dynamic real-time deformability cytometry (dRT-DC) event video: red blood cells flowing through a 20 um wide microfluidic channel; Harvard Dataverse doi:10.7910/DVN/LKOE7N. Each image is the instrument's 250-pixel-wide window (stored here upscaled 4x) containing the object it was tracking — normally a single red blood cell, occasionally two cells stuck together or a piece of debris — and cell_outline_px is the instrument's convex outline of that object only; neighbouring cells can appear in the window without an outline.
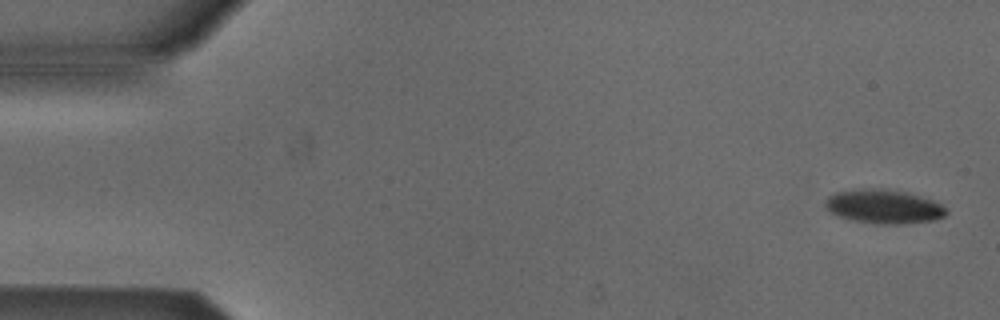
{"species": "Egyptian fruit bat (a non-hibernating species)", "species_latin": "Rousettus aegyptiacus", "temperature_condition": "cold", "stored_images_in_passage": 5, "camera_frame_rate_fps": 3000, "um_per_image_px": 0.085, "animal": {"sex": "male"}, "frame": {"image": 1, "passage_image": 1, "time_ms": 0.0, "image_size_px": [1000, 320], "cell_outline_px": [[948, 212], [944, 216], [932, 220], [904, 224], [876, 224], [852, 220], [828, 212], [824, 204], [828, 196], [836, 192], [864, 188], [880, 188], [908, 192], [932, 200], [940, 204]], "centroid_in_image_um": [75.09, 17.55], "position_along_channel_um": 9.9, "area_um2": 23.99}}
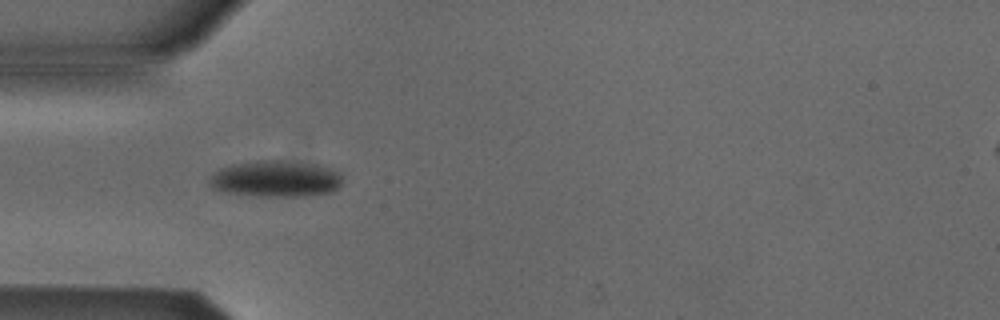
{"frame": {"image": 2, "passage_image": 5, "time_ms": 4.667, "image_size_px": [1000, 320], "cell_outline_px": [[344, 172], [340, 184], [332, 192], [300, 196], [260, 196], [224, 192], [212, 188], [208, 184], [208, 180], [220, 168], [232, 164], [256, 160], [284, 160], [316, 164], [332, 168]], "centroid_in_image_um": [23.46, 15.18], "position_along_channel_um": 61.5, "area_um2": 28.5}}